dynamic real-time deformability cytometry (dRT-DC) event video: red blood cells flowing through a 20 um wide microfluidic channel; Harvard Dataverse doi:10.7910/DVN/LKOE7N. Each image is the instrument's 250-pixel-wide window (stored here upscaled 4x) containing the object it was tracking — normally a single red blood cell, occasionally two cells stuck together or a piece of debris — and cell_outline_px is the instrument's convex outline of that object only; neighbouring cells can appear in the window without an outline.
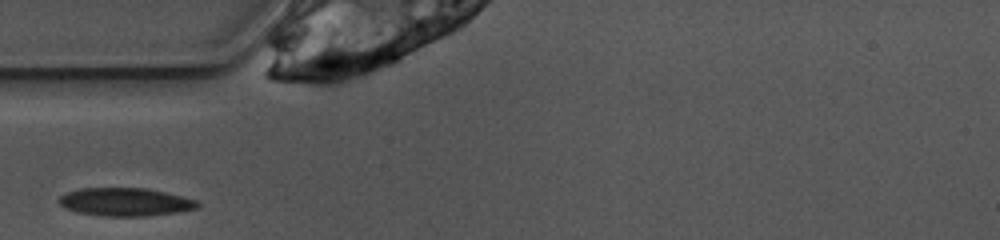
{"species": "common noctule bat (a hibernating species)", "species_latin": "Nyctalus noctula", "temperature_condition": "warm", "stored_images_in_passage": 22, "camera_frame_rate_fps": 3000, "um_per_image_px": 0.085, "animal": {"sex": "female", "body_mass_g": 10.0, "forearm_length_mm": 53.1}, "frame": {"image": 1, "passage_image": 1, "time_ms": 0.0, "image_size_px": [1000, 240], "cell_outline_px": [[200, 208], [176, 212], [144, 216], [104, 216], [76, 212], [64, 208], [60, 204], [60, 196], [68, 192], [80, 188], [148, 188], [196, 200], [200, 204]], "centroid_in_image_um": [10.65, 17.17], "position_along_channel_um": 74.4, "area_um2": 22.6}}
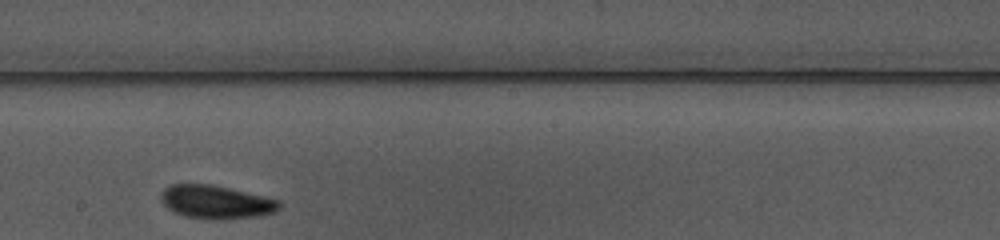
{"frame": {"image": 2, "passage_image": 13, "time_ms": 4.0, "image_size_px": [1000, 240], "cell_outline_px": [[280, 208], [272, 212], [260, 216], [224, 220], [208, 220], [184, 216], [168, 208], [160, 200], [160, 192], [168, 184], [208, 184], [228, 188], [280, 200]], "centroid_in_image_um": [18.32, 17.18], "position_along_channel_um": 229.9, "area_um2": 23.12}}
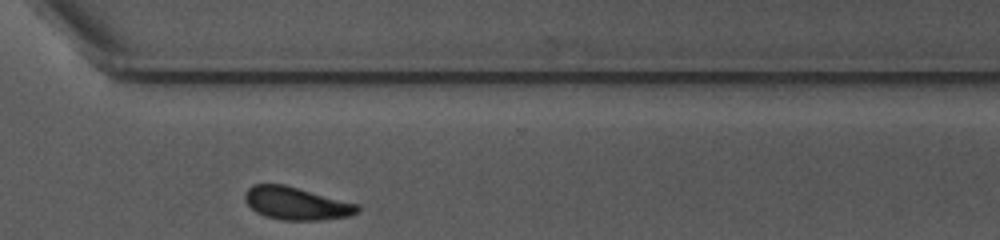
{"frame": {"image": 3, "passage_image": 22, "time_ms": 7.0, "image_size_px": [1000, 240], "cell_outline_px": [[360, 212], [348, 216], [320, 220], [280, 220], [264, 216], [256, 212], [244, 200], [244, 192], [252, 184], [284, 184], [360, 204]], "centroid_in_image_um": [25.19, 17.29], "position_along_channel_um": 345.4, "area_um2": 21.73}}